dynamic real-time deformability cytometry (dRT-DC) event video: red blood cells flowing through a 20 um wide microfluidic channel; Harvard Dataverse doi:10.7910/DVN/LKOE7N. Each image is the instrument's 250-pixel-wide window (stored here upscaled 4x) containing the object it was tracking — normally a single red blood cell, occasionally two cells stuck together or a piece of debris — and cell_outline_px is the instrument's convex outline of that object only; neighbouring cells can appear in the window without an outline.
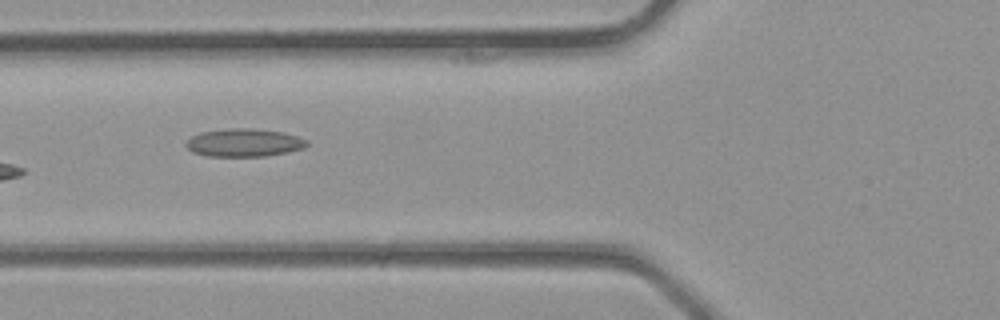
{"species": "common noctule bat (a hibernating species)", "species_latin": "Nyctalus noctula", "temperature_condition": "room temperature", "stored_images_in_passage": 4, "camera_frame_rate_fps": 3000, "um_per_image_px": 0.085, "animal": {"sex": "male", "body_mass_g": 23.1, "forearm_length_mm": 52.7}, "frame": {"image": 1, "passage_image": 4, "time_ms": 1.0, "image_size_px": [1000, 320], "cell_outline_px": [[308, 144], [304, 148], [288, 152], [264, 156], [208, 156], [192, 152], [184, 144], [192, 136], [200, 132], [228, 128], [252, 128], [284, 132], [308, 140]], "centroid_in_image_um": [20.75, 12.12], "position_along_channel_um": 105.1, "area_um2": 19.77}}